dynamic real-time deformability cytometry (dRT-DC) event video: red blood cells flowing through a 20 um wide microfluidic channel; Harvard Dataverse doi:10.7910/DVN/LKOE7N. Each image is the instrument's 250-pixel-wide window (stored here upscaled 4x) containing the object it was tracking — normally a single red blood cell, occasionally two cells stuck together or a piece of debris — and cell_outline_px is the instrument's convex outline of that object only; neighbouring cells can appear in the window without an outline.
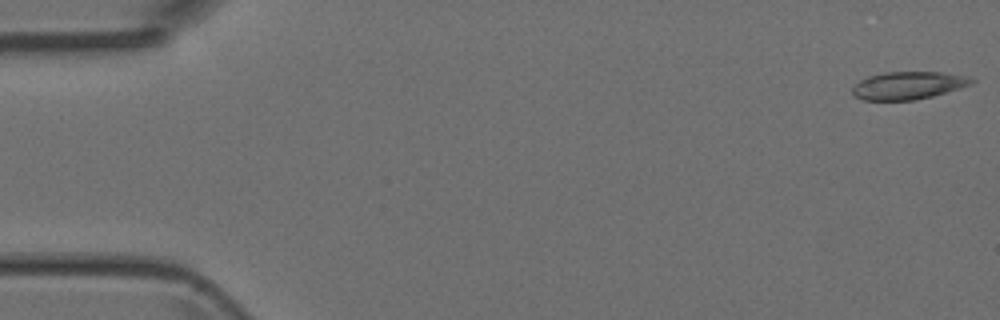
{"species": "Egyptian fruit bat (a non-hibernating species)", "species_latin": "Rousettus aegyptiacus", "temperature_condition": "room temperature", "stored_images_in_passage": 6, "camera_frame_rate_fps": 3000, "um_per_image_px": 0.085, "animal": {"sex": "female"}, "frame": {"image": 1, "passage_image": 1, "time_ms": 0.0, "image_size_px": [1000, 320], "cell_outline_px": [[976, 80], [972, 84], [960, 88], [932, 96], [916, 100], [864, 100], [856, 96], [852, 92], [852, 88], [860, 80], [868, 76], [884, 72], [940, 72], [968, 76]], "centroid_in_image_um": [77.21, 7.26], "position_along_channel_um": 7.8, "area_um2": 19.19}}
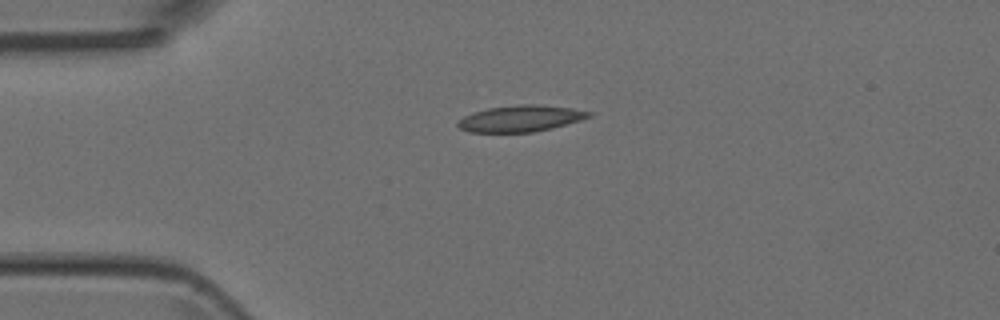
{"frame": {"image": 2, "passage_image": 4, "time_ms": 3.667, "image_size_px": [1000, 320], "cell_outline_px": [[596, 112], [592, 116], [580, 120], [552, 128], [532, 132], [468, 132], [460, 128], [456, 124], [464, 116], [472, 112], [488, 108], [516, 104], [540, 104], [572, 108]], "centroid_in_image_um": [44.28, 10.06], "position_along_channel_um": 40.7, "area_um2": 20.29}}
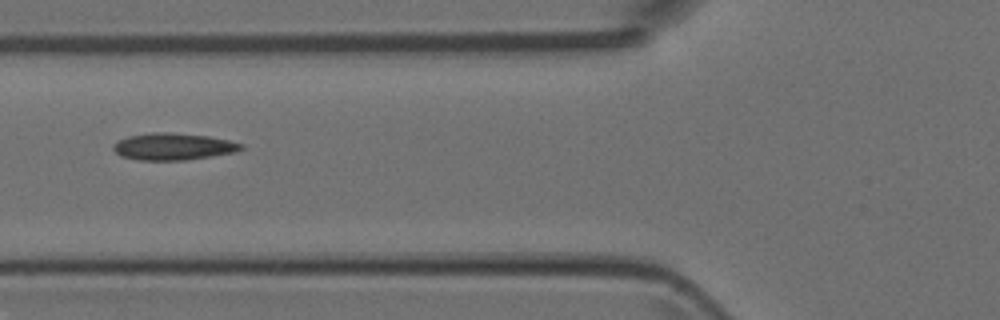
{"frame": {"image": 3, "passage_image": 6, "time_ms": 6.0, "image_size_px": [1000, 320], "cell_outline_px": [[244, 148], [236, 152], [212, 156], [184, 160], [140, 160], [120, 156], [112, 148], [112, 144], [128, 136], [152, 132], [172, 132], [208, 136], [228, 140], [244, 144]], "centroid_in_image_um": [14.73, 12.45], "position_along_channel_um": 111.1, "area_um2": 20.11}}